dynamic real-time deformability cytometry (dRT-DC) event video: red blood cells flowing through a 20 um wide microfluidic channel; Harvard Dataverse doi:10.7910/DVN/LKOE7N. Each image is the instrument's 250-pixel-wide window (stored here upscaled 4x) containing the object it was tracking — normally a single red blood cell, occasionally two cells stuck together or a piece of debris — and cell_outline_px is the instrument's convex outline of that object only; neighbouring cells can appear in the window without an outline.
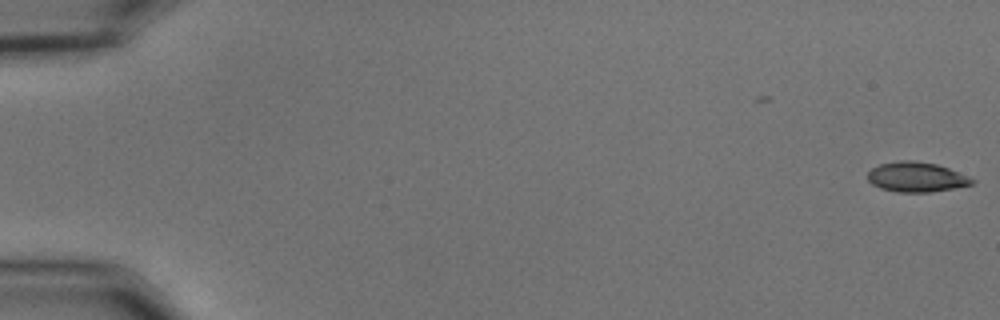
{"species": "common noctule bat (a hibernating species)", "species_latin": "Nyctalus noctula", "temperature_condition": "cold", "stored_images_in_passage": 2, "camera_frame_rate_fps": 3000, "um_per_image_px": 0.085, "animal": {"sex": "male", "body_mass_g": 15.6}, "frame": {"image": 1, "passage_image": 2, "time_ms": 0.333, "image_size_px": [1000, 320], "cell_outline_px": [[976, 180], [972, 184], [932, 192], [896, 192], [880, 188], [872, 184], [868, 180], [868, 172], [872, 168], [880, 164], [900, 160], [912, 160], [936, 164], [948, 168], [968, 176]], "centroid_in_image_um": [77.87, 15.05], "position_along_channel_um": 7.1, "area_um2": 18.09}}